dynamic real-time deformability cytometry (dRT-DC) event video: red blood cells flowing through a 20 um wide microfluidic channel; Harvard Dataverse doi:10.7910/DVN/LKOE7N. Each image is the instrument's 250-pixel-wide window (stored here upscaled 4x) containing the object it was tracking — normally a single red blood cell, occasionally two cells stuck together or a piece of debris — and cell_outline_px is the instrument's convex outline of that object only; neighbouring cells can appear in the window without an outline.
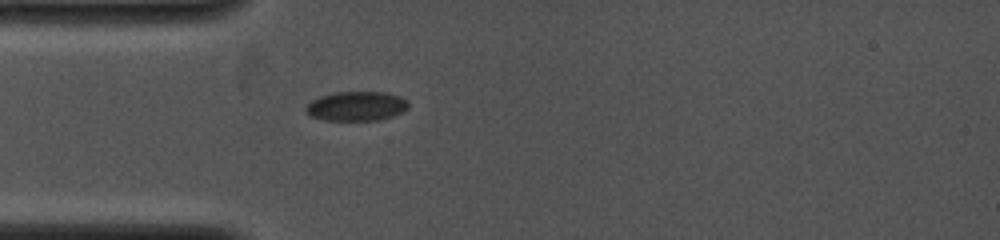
{"species": "common noctule bat (a hibernating species)", "species_latin": "Nyctalus noctula", "temperature_condition": "cold", "stored_images_in_passage": 38, "camera_frame_rate_fps": 4000, "um_per_image_px": 0.085, "animal": {"sex": "female", "body_mass_g": 19.0, "forearm_length_mm": 53.3}, "frame": {"image": 1, "passage_image": 1, "time_ms": 0.0, "image_size_px": [1000, 240], "cell_outline_px": [[408, 108], [404, 112], [392, 116], [376, 120], [324, 120], [312, 116], [304, 108], [312, 100], [320, 96], [336, 92], [388, 92], [400, 96], [408, 100]], "centroid_in_image_um": [30.34, 9.01], "position_along_channel_um": 54.7, "area_um2": 17.57}}
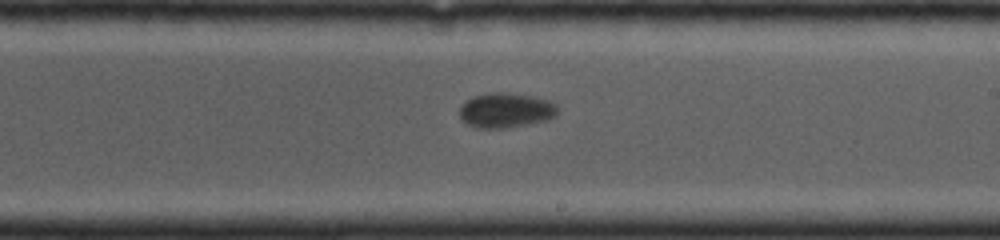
{"frame": {"image": 2, "passage_image": 17, "time_ms": 4.75, "image_size_px": [1000, 240], "cell_outline_px": [[556, 116], [548, 120], [508, 128], [476, 128], [460, 120], [460, 104], [472, 96], [488, 92], [508, 92], [532, 96], [548, 100], [556, 104]], "centroid_in_image_um": [42.95, 9.37], "position_along_channel_um": 246.0, "area_um2": 20.23}}
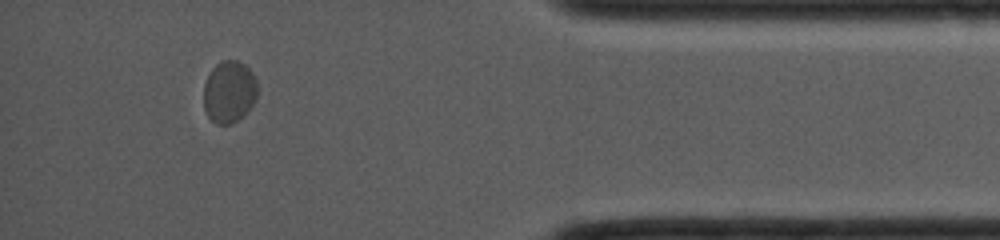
{"frame": {"image": 3, "passage_image": 33, "time_ms": 9.5, "image_size_px": [1000, 240], "cell_outline_px": [[256, 100], [248, 112], [236, 120], [228, 124], [216, 124], [208, 116], [204, 108], [204, 84], [212, 68], [220, 60], [236, 60], [244, 64], [252, 72], [256, 80]], "centroid_in_image_um": [19.48, 7.79], "position_along_channel_um": 415.7, "area_um2": 19.42}}